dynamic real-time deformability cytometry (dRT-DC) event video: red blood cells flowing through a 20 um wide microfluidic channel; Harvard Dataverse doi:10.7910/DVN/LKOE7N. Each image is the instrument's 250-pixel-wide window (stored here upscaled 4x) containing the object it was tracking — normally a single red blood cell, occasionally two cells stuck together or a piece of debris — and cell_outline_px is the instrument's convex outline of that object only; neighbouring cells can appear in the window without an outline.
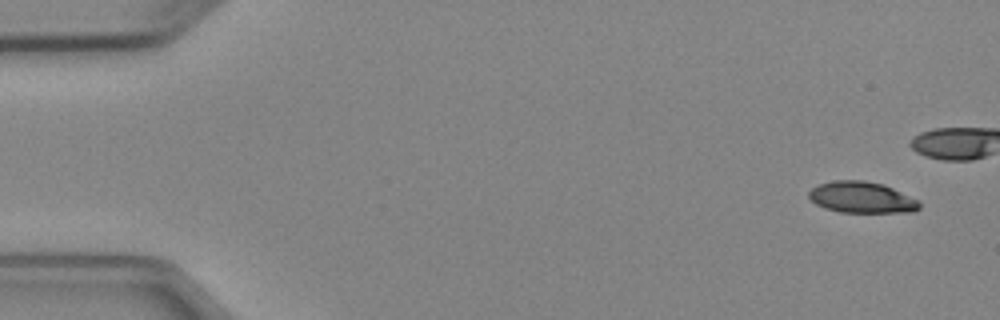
{"species": "Egyptian fruit bat (a non-hibernating species)", "species_latin": "Rousettus aegyptiacus", "temperature_condition": "cold", "stored_images_in_passage": 6, "camera_frame_rate_fps": 3000, "um_per_image_px": 0.085, "animal": {"sex": "female"}, "frame": {"image": 1, "passage_image": 1, "time_ms": 0.0, "image_size_px": [1000, 320], "cell_outline_px": [[920, 208], [912, 212], [840, 212], [824, 208], [816, 204], [808, 196], [808, 192], [812, 188], [820, 184], [836, 180], [864, 180], [884, 184], [920, 200]], "centroid_in_image_um": [73.27, 16.77], "position_along_channel_um": 11.7, "area_um2": 20.23}}